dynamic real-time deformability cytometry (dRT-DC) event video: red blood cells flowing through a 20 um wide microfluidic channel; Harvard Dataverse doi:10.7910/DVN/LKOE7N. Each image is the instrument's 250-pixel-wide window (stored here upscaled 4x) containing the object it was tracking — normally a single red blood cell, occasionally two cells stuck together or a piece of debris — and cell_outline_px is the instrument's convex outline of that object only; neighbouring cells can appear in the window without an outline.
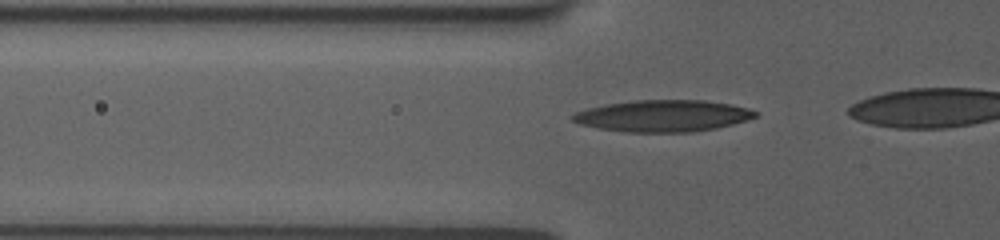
{"species": "human", "species_latin": "Homo sapiens", "temperature_condition": "room temperature", "stored_images_in_passage": 24, "camera_frame_rate_fps": 3000, "um_per_image_px": 0.085, "donor": {"sex": "female"}, "frame": {"image": 1, "passage_image": 11, "time_ms": 3.333, "image_size_px": [1000, 240], "cell_outline_px": [[760, 112], [756, 116], [732, 124], [716, 128], [692, 132], [624, 132], [596, 128], [580, 124], [572, 120], [568, 116], [576, 112], [588, 108], [604, 104], [636, 100], [704, 100], [732, 104], [748, 108]], "centroid_in_image_um": [56.32, 9.84], "position_along_channel_um": 69.5, "area_um2": 33.87}}
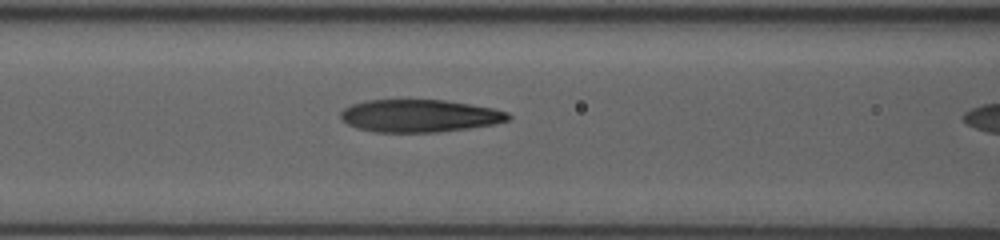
{"frame": {"image": 2, "passage_image": 16, "time_ms": 5.0, "image_size_px": [1000, 240], "cell_outline_px": [[512, 116], [508, 120], [496, 124], [468, 128], [436, 132], [376, 132], [356, 128], [348, 124], [340, 116], [340, 112], [344, 108], [352, 104], [368, 100], [444, 100], [492, 108], [508, 112]], "centroid_in_image_um": [35.66, 9.85], "position_along_channel_um": 130.9, "area_um2": 31.67}}
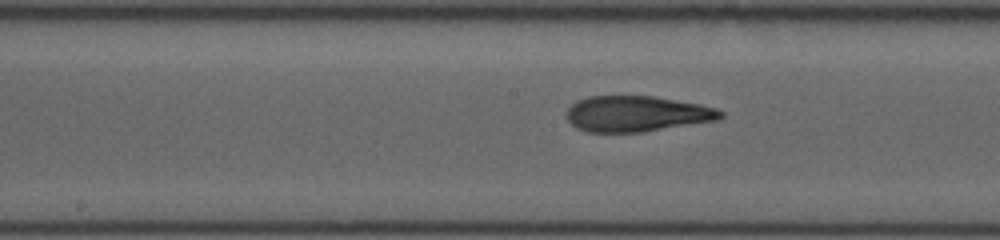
{"frame": {"image": 3, "passage_image": 21, "time_ms": 6.667, "image_size_px": [1000, 240], "cell_outline_px": [[724, 116], [720, 120], [644, 132], [588, 132], [576, 128], [568, 120], [568, 108], [576, 100], [588, 96], [652, 96], [700, 104], [716, 108], [724, 112]], "centroid_in_image_um": [54.16, 9.68], "position_along_channel_um": 194.0, "area_um2": 32.25}}